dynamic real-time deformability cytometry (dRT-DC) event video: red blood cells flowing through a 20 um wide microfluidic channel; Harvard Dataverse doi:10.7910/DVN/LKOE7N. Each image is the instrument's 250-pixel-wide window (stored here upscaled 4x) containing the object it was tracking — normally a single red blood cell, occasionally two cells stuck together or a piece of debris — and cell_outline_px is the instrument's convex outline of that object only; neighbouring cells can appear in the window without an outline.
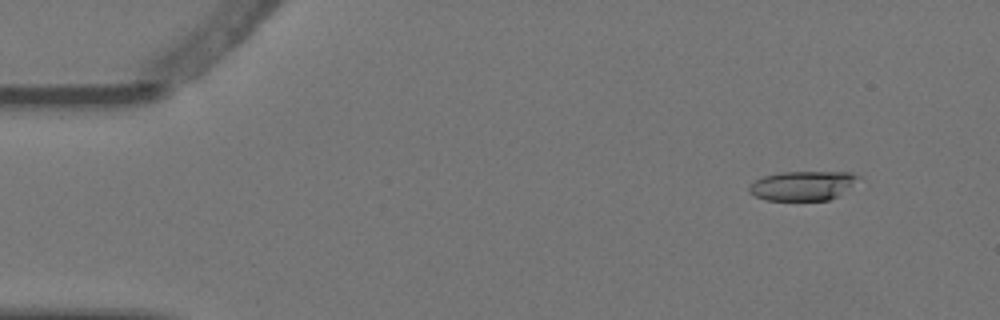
{"species": "Egyptian fruit bat (a non-hibernating species)", "species_latin": "Rousettus aegyptiacus", "temperature_condition": "warm", "stored_images_in_passage": 5, "camera_frame_rate_fps": 3000, "um_per_image_px": 0.085, "animal": {"sex": "female"}, "frame": {"image": 1, "passage_image": 2, "time_ms": 0.333, "image_size_px": [1000, 320], "cell_outline_px": [[860, 176], [836, 196], [828, 200], [764, 200], [748, 192], [748, 188], [756, 180], [764, 176], [780, 172], [848, 172]], "centroid_in_image_um": [68.14, 15.78], "position_along_channel_um": 16.9, "area_um2": 18.21}}
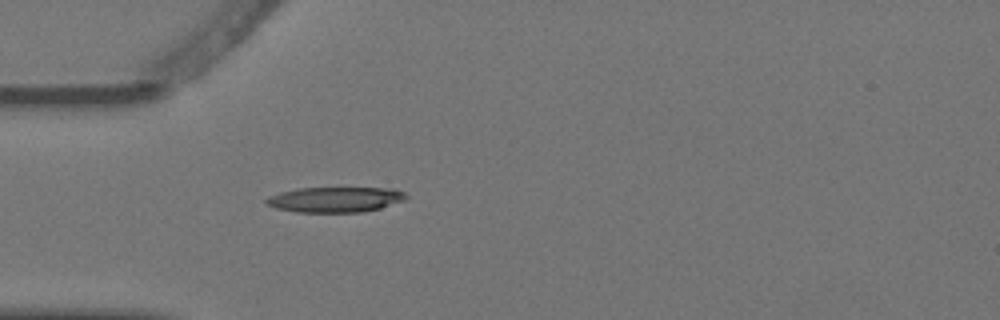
{"frame": {"image": 2, "passage_image": 5, "time_ms": 1.333, "image_size_px": [1000, 320], "cell_outline_px": [[408, 196], [404, 200], [380, 208], [360, 212], [296, 212], [276, 208], [264, 204], [264, 200], [268, 196], [280, 192], [300, 188], [396, 188], [404, 192]], "centroid_in_image_um": [28.47, 16.96], "position_along_channel_um": 56.5, "area_um2": 20.69}}